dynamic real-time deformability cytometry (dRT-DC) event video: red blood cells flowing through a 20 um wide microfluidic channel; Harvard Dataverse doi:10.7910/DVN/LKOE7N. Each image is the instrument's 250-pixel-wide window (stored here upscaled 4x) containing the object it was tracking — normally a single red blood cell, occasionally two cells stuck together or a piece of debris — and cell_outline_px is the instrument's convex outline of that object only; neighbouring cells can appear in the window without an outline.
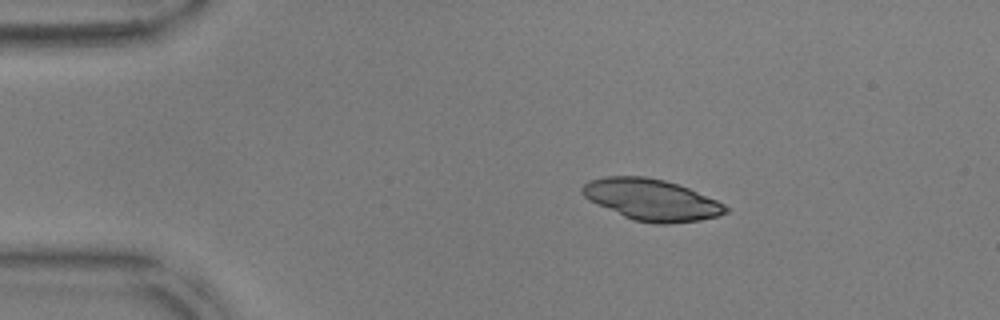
{"species": "common noctule bat (a hibernating species)", "species_latin": "Nyctalus noctula", "temperature_condition": "warm", "stored_images_in_passage": 41, "camera_frame_rate_fps": 3000, "um_per_image_px": 0.085, "animal": {"sex": "male", "body_mass_g": 17.9, "forearm_length_mm": 54.2}, "frame": {"image": 1, "passage_image": 1, "time_ms": 0.0, "image_size_px": [1000, 320], "cell_outline_px": [[728, 212], [716, 216], [700, 220], [668, 224], [656, 224], [632, 220], [588, 200], [580, 192], [580, 188], [584, 184], [592, 180], [604, 176], [644, 176], [664, 180], [688, 188], [716, 200], [724, 204], [728, 208]], "centroid_in_image_um": [55.35, 16.98], "position_along_channel_um": 29.7, "area_um2": 34.39}}